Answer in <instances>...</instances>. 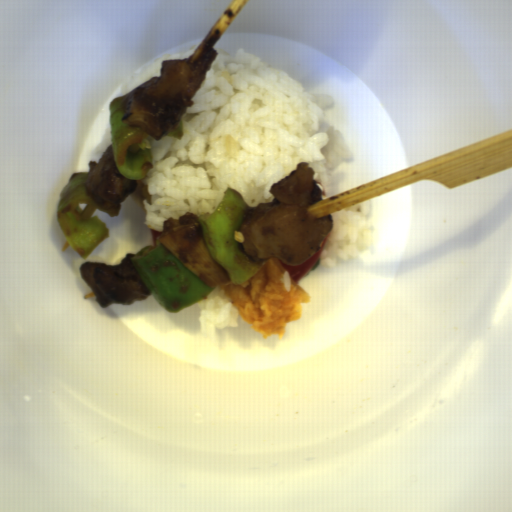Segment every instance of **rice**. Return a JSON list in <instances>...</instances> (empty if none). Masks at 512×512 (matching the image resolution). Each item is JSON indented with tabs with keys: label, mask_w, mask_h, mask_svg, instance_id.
<instances>
[{
	"label": "rice",
	"mask_w": 512,
	"mask_h": 512,
	"mask_svg": "<svg viewBox=\"0 0 512 512\" xmlns=\"http://www.w3.org/2000/svg\"><path fill=\"white\" fill-rule=\"evenodd\" d=\"M219 54L181 116V139H151L152 166L140 179L145 226L211 214L231 188L249 210L272 202L274 183L300 162L327 199L334 174L354 154L341 130L325 122L328 93H305L288 73L249 51Z\"/></svg>",
	"instance_id": "rice-1"
},
{
	"label": "rice",
	"mask_w": 512,
	"mask_h": 512,
	"mask_svg": "<svg viewBox=\"0 0 512 512\" xmlns=\"http://www.w3.org/2000/svg\"><path fill=\"white\" fill-rule=\"evenodd\" d=\"M371 210L370 201L333 212V226L325 237L318 265L333 268L357 258L369 247L375 227Z\"/></svg>",
	"instance_id": "rice-2"
},
{
	"label": "rice",
	"mask_w": 512,
	"mask_h": 512,
	"mask_svg": "<svg viewBox=\"0 0 512 512\" xmlns=\"http://www.w3.org/2000/svg\"><path fill=\"white\" fill-rule=\"evenodd\" d=\"M196 305L201 334H209L218 329H235L241 320L229 298L217 287L197 301Z\"/></svg>",
	"instance_id": "rice-3"
},
{
	"label": "rice",
	"mask_w": 512,
	"mask_h": 512,
	"mask_svg": "<svg viewBox=\"0 0 512 512\" xmlns=\"http://www.w3.org/2000/svg\"><path fill=\"white\" fill-rule=\"evenodd\" d=\"M196 49V48H195ZM195 49H189L181 53H166L157 57L152 62L147 64L139 72L127 79L121 89L120 96L132 93L151 79L160 76L161 66L163 60H176V59H189Z\"/></svg>",
	"instance_id": "rice-4"
},
{
	"label": "rice",
	"mask_w": 512,
	"mask_h": 512,
	"mask_svg": "<svg viewBox=\"0 0 512 512\" xmlns=\"http://www.w3.org/2000/svg\"><path fill=\"white\" fill-rule=\"evenodd\" d=\"M292 278L290 277L289 271H284L283 273V285L284 289L287 291L290 290Z\"/></svg>",
	"instance_id": "rice-5"
}]
</instances>
